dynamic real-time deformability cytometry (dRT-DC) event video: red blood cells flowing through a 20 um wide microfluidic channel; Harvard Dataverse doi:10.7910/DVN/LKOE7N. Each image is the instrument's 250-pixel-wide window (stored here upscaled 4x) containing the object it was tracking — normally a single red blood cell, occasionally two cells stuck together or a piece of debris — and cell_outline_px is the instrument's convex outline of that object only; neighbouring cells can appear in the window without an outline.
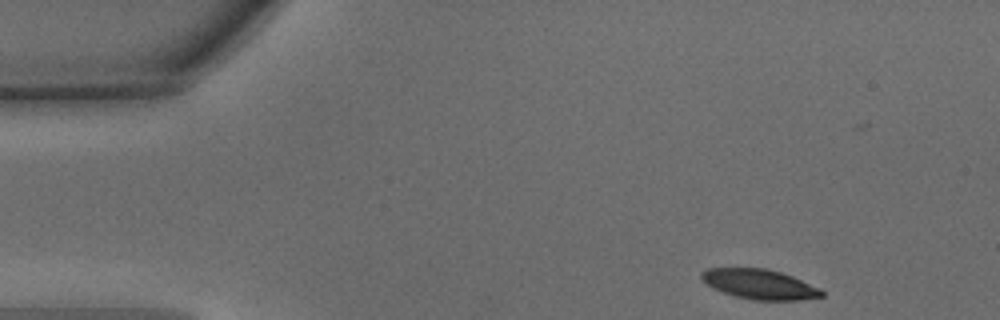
{"species": "common noctule bat (a hibernating species)", "species_latin": "Nyctalus noctula", "temperature_condition": "warm", "stored_images_in_passage": 33, "camera_frame_rate_fps": 3000, "um_per_image_px": 0.085, "animal": {"sex": "male", "body_mass_g": 15.6}, "frame": {"image": 1, "passage_image": 1, "time_ms": 0.0, "image_size_px": [1000, 320], "cell_outline_px": [[824, 296], [796, 300], [756, 300], [736, 296], [712, 288], [700, 276], [700, 272], [708, 268], [764, 268], [780, 272], [792, 276], [820, 288], [824, 292]], "centroid_in_image_um": [64.57, 24.15], "position_along_channel_um": 20.4, "area_um2": 20.69}}
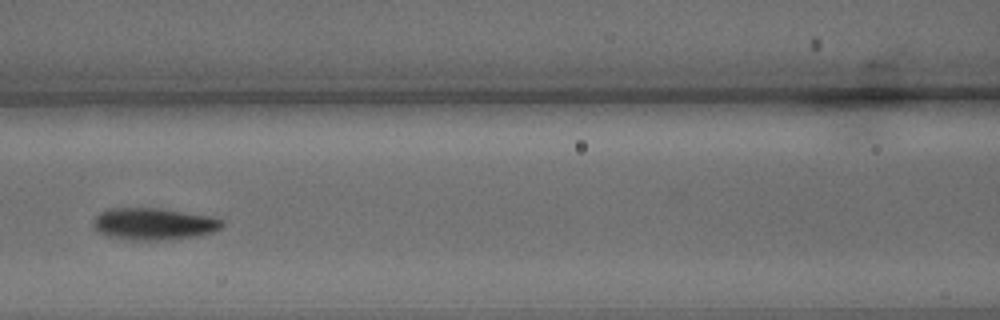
{"frame": {"image": 2, "passage_image": 16, "time_ms": 5.0, "image_size_px": [1000, 320], "cell_outline_px": [[224, 224], [220, 228], [212, 232], [200, 236], [164, 240], [128, 240], [104, 236], [96, 232], [92, 228], [92, 220], [100, 212], [108, 208], [160, 208], [216, 216], [224, 220]], "centroid_in_image_um": [13.05, 19.03], "position_along_channel_um": 153.5, "area_um2": 24.74}}
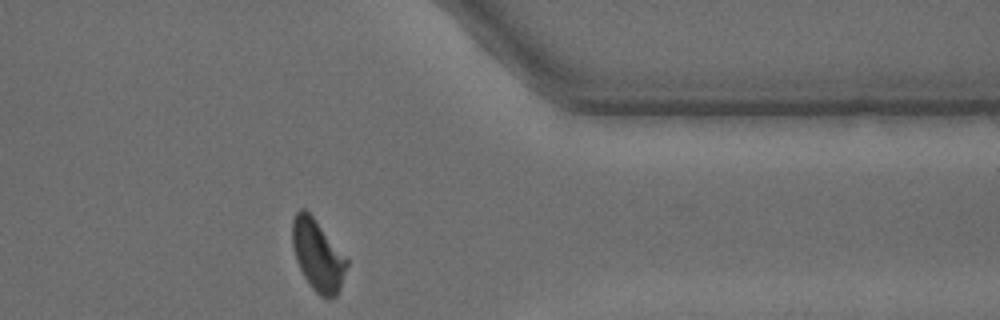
{"frame": {"image": 3, "passage_image": 33, "time_ms": 10.667, "image_size_px": [1000, 320], "cell_outline_px": [[348, 264], [340, 288], [336, 296], [328, 300], [320, 296], [312, 288], [304, 276], [296, 260], [292, 244], [292, 220], [296, 212], [300, 208], [304, 208], [312, 216], [348, 260]], "centroid_in_image_um": [26.99, 21.72], "position_along_channel_um": 384.4, "area_um2": 22.31}, "authors_computed_cell_mechanics": {"area_um2": 23.409, "velocity_mm_per_s": 4.3249, "shape_relaxation_time_tau1_ms": 2.2942, "shape_relaxation_time_tau2_ms": 1.6403, "deformation_change_tau1": 0.126, "deformation_change_tau2": 0.0715}}